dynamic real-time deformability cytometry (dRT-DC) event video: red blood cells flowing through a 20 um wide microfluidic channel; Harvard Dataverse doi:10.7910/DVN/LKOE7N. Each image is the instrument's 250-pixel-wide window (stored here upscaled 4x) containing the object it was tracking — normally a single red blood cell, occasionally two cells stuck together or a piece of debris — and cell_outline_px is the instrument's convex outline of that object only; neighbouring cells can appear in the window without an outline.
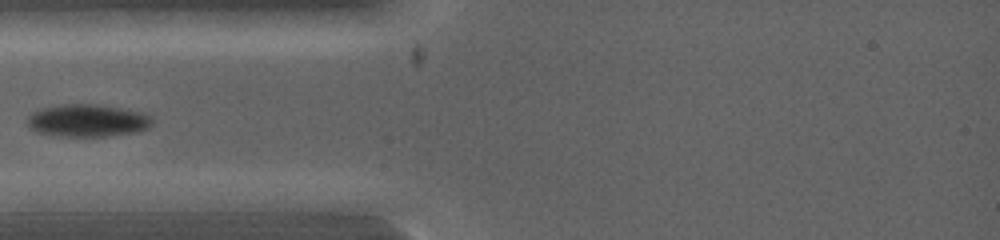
{"species": "common noctule bat (a hibernating species)", "species_latin": "Nyctalus noctula", "temperature_condition": "warm", "stored_images_in_passage": 5, "camera_frame_rate_fps": 5000, "um_per_image_px": 0.085, "animal": {"sex": "female", "body_mass_g": 19.0, "forearm_length_mm": 53.3}, "frame": {"image": 1, "passage_image": 1, "time_ms": 0.0, "image_size_px": [1000, 240], "cell_outline_px": [[152, 124], [148, 128], [136, 132], [104, 136], [68, 136], [40, 132], [32, 128], [28, 124], [28, 116], [32, 112], [40, 108], [60, 104], [104, 104], [144, 112], [152, 120]], "centroid_in_image_um": [7.48, 10.21], "position_along_channel_um": 77.5, "area_um2": 23.58}}